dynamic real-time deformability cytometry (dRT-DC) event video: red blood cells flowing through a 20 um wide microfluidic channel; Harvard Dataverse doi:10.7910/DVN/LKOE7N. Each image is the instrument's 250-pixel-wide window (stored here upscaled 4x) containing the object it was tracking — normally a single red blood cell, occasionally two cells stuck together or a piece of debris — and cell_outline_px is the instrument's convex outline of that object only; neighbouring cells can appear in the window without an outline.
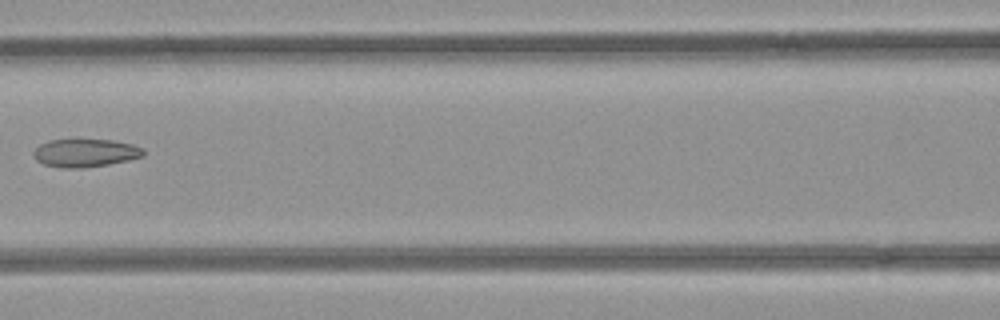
{"species": "common noctule bat (a hibernating species)", "species_latin": "Nyctalus noctula", "temperature_condition": "room temperature", "stored_images_in_passage": 4, "camera_frame_rate_fps": 3000, "um_per_image_px": 0.085, "animal": {"sex": "female", "body_mass_g": 21.9}, "frame": {"image": 1, "passage_image": 3, "time_ms": 0.667, "image_size_px": [1000, 320], "cell_outline_px": [[144, 156], [128, 160], [108, 164], [84, 168], [64, 168], [44, 164], [36, 160], [32, 152], [40, 144], [48, 140], [112, 140], [132, 144], [144, 148]], "centroid_in_image_um": [7.25, 13.0], "position_along_channel_um": 159.3, "area_um2": 17.92}}
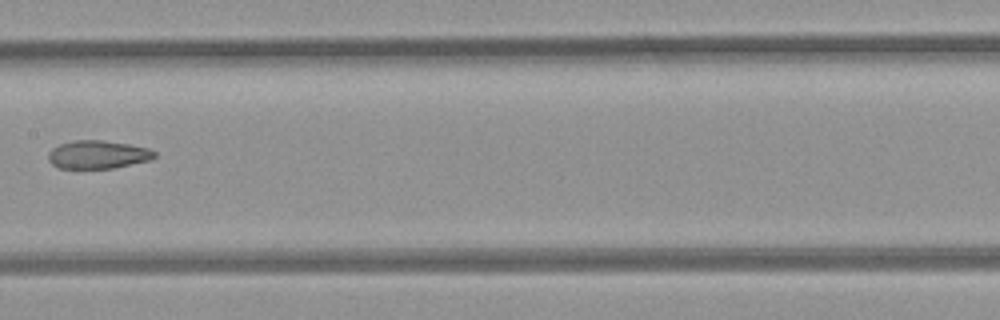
{"frame": {"image": 2, "passage_image": 4, "time_ms": 1.0, "image_size_px": [1000, 320], "cell_outline_px": [[156, 156], [152, 160], [112, 168], [60, 168], [52, 164], [48, 160], [48, 152], [52, 148], [60, 144], [72, 140], [104, 140], [128, 144], [148, 148], [156, 152]], "centroid_in_image_um": [8.32, 13.13], "position_along_channel_um": 199.1, "area_um2": 17.51}}